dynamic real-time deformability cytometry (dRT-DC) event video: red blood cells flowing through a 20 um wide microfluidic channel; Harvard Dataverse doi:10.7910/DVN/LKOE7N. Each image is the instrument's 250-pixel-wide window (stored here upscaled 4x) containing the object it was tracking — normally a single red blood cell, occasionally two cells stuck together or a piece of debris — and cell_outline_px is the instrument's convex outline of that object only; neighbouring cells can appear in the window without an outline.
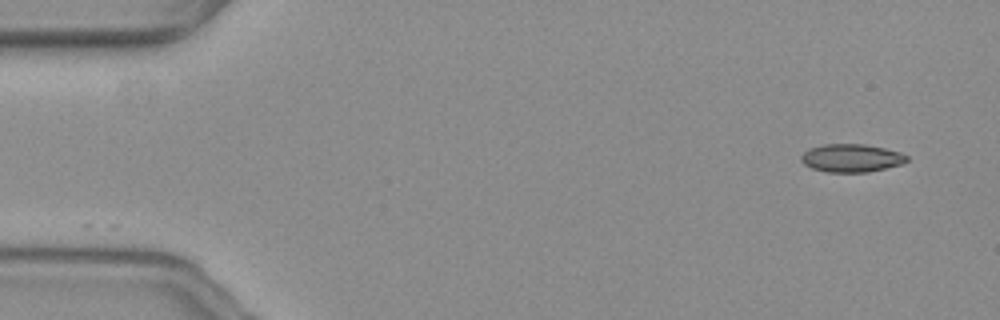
{"species": "common noctule bat (a hibernating species)", "species_latin": "Nyctalus noctula", "temperature_condition": "warm", "stored_images_in_passage": 2, "camera_frame_rate_fps": 3000, "um_per_image_px": 0.085, "animal": {"sex": "female", "body_mass_g": 19.3, "forearm_length_mm": 54.1}, "frame": {"image": 1, "passage_image": 1, "time_ms": 0.0, "image_size_px": [1000, 320], "cell_outline_px": [[908, 160], [900, 164], [868, 172], [828, 172], [812, 168], [804, 164], [800, 160], [800, 156], [808, 148], [824, 144], [864, 144], [884, 148], [900, 152], [908, 156]], "centroid_in_image_um": [72.33, 13.42], "position_along_channel_um": 12.7, "area_um2": 17.22}}